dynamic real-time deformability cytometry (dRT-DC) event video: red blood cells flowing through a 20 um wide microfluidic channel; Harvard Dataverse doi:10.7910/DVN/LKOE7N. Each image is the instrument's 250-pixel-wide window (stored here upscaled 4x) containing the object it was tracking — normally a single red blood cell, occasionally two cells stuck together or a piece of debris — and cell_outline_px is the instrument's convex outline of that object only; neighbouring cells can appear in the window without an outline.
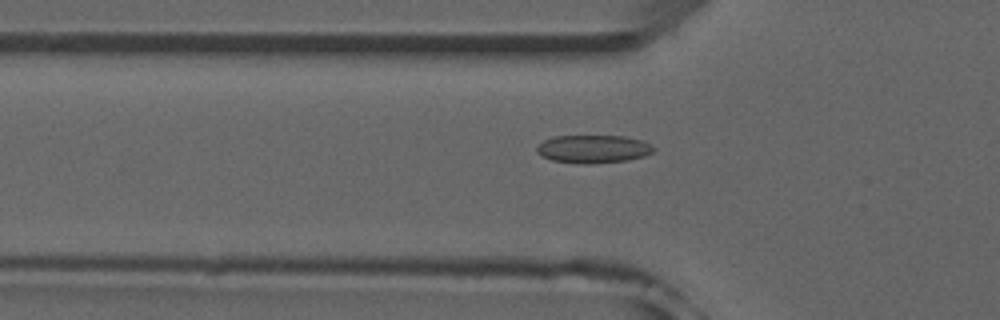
{"species": "common noctule bat (a hibernating species)", "species_latin": "Nyctalus noctula", "temperature_condition": "room temperature", "stored_images_in_passage": 46, "camera_frame_rate_fps": 3000, "um_per_image_px": 0.085, "animal": {"sex": "male", "forearm_length_mm": 52.5}, "frame": {"image": 1, "passage_image": 11, "time_ms": 3.333, "image_size_px": [1000, 320], "cell_outline_px": [[656, 148], [652, 152], [644, 156], [628, 160], [592, 164], [580, 164], [552, 160], [540, 156], [536, 152], [536, 148], [544, 140], [552, 136], [624, 136], [640, 140]], "centroid_in_image_um": [50.39, 12.67], "position_along_channel_um": 75.4, "area_um2": 19.13}}
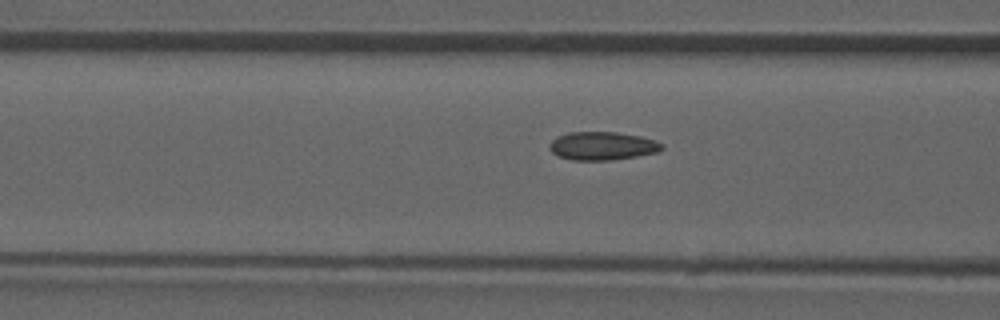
{"frame": {"image": 2, "passage_image": 14, "time_ms": 4.333, "image_size_px": [1000, 320], "cell_outline_px": [[664, 148], [656, 152], [636, 156], [608, 160], [572, 160], [560, 156], [552, 152], [548, 148], [548, 144], [556, 136], [568, 132], [616, 132], [640, 136], [656, 140], [664, 144]], "centroid_in_image_um": [51.18, 12.39], "position_along_channel_um": 115.4, "area_um2": 18.55}}
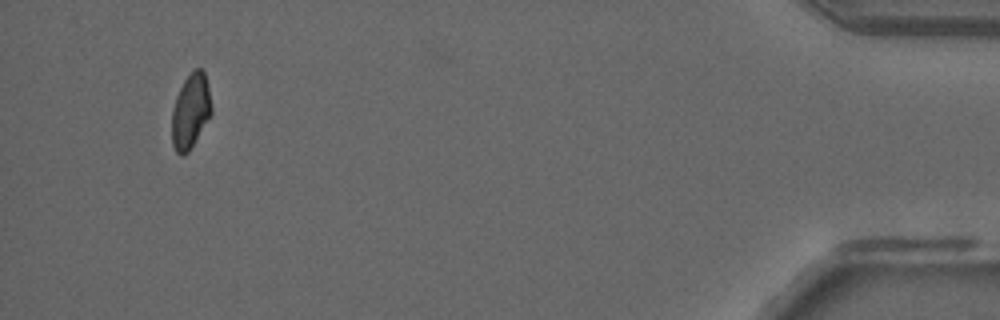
{"frame": {"image": 3, "passage_image": 43, "time_ms": 14.0, "image_size_px": [1000, 320], "cell_outline_px": [[212, 112], [188, 152], [184, 156], [180, 156], [176, 152], [172, 144], [172, 108], [176, 96], [184, 80], [196, 68], [200, 68], [204, 72], [208, 88], [212, 108]], "centroid_in_image_um": [16.18, 9.47], "position_along_channel_um": 419.0, "area_um2": 16.99}, "authors_computed_cell_mechanics": {"area_um2": 18.1781, "velocity_mm_per_s": 3.9396, "shape_relaxation_time_tau1_ms": null, "shape_relaxation_time_tau2_ms": 1.6933, "deformation_change_tau1": null, "deformation_change_tau2": 0.0706}}